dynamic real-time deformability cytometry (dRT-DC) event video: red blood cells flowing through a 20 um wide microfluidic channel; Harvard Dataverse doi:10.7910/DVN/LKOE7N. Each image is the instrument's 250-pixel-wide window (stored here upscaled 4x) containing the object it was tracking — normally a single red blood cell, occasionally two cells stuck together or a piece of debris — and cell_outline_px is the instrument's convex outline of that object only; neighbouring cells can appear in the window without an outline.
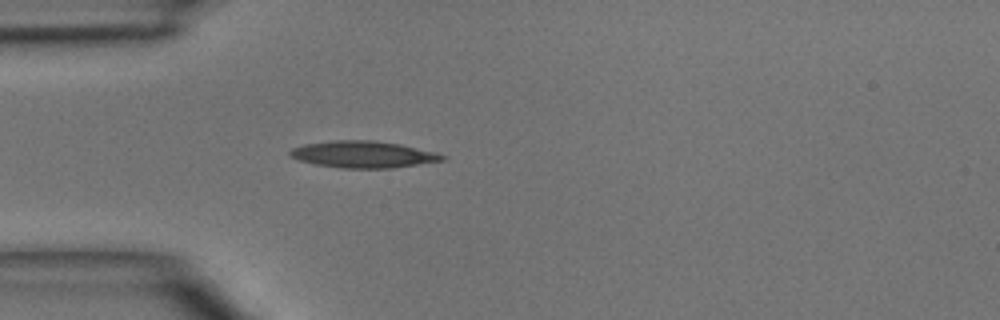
{"species": "common noctule bat (a hibernating species)", "species_latin": "Nyctalus noctula", "temperature_condition": "room temperature", "stored_images_in_passage": 1, "camera_frame_rate_fps": 3000, "um_per_image_px": 0.085, "animal": {"sex": "male", "body_mass_g": 15.6}, "frame": {"image": 1, "passage_image": 1, "time_ms": 0.0, "image_size_px": [1000, 320], "cell_outline_px": [[448, 156], [444, 160], [392, 168], [340, 168], [316, 164], [300, 160], [288, 156], [288, 152], [292, 148], [304, 144], [332, 140], [372, 140], [400, 144], [436, 152]], "centroid_in_image_um": [30.86, 13.12], "position_along_channel_um": 54.1, "area_um2": 23.76}}